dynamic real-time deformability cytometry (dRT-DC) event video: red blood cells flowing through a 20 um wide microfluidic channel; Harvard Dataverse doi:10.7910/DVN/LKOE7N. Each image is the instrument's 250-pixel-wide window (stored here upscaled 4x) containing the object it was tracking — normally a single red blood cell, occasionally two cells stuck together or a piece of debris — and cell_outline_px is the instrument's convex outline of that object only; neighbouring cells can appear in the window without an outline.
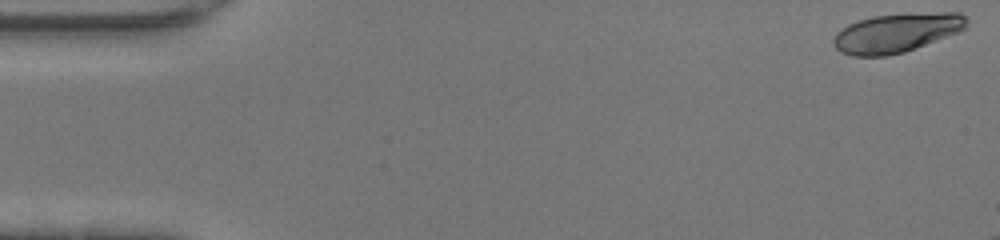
{"species": "human", "species_latin": "Homo sapiens", "temperature_condition": "warm", "stored_images_in_passage": 14, "camera_frame_rate_fps": 3000, "um_per_image_px": 0.085, "donor": {"sex": "female"}, "frame": {"image": 1, "passage_image": 1, "time_ms": 0.0, "image_size_px": [1000, 240], "cell_outline_px": [[968, 20], [964, 28], [956, 32], [916, 48], [904, 52], [888, 56], [852, 56], [840, 52], [832, 44], [832, 40], [836, 32], [848, 24], [872, 16], [940, 12], [960, 12]], "centroid_in_image_um": [76.15, 2.8], "position_along_channel_um": 8.8, "area_um2": 30.11}}
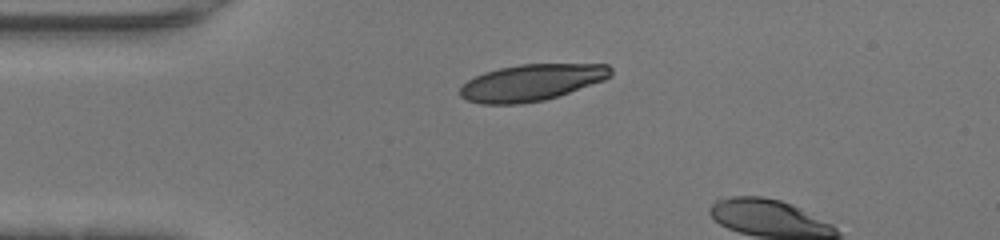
{"frame": {"image": 2, "passage_image": 11, "time_ms": 3.333, "image_size_px": [1000, 240], "cell_outline_px": [[612, 76], [604, 80], [544, 100], [520, 104], [480, 104], [468, 100], [460, 96], [460, 88], [468, 80], [484, 72], [500, 68], [520, 64], [608, 64], [612, 68]], "centroid_in_image_um": [45.18, 7.01], "position_along_channel_um": 39.8, "area_um2": 31.91}}